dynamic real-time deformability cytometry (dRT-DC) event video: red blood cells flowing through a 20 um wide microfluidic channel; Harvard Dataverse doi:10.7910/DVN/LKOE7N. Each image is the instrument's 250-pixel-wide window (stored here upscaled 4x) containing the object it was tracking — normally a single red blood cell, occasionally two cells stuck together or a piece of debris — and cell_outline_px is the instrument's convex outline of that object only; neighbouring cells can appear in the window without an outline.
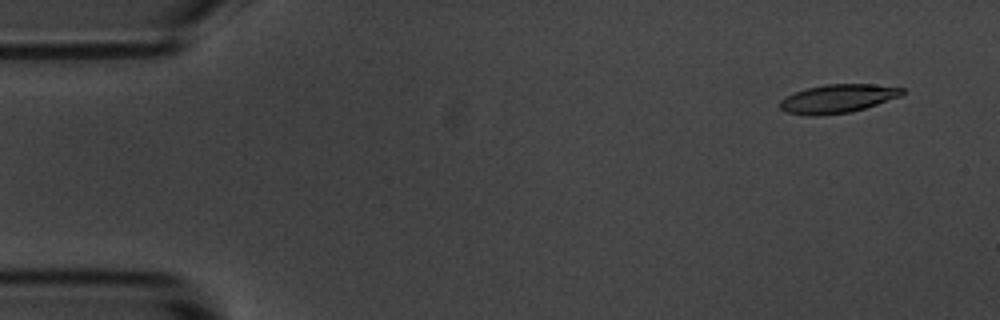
{"species": "common noctule bat (a hibernating species)", "species_latin": "Nyctalus noctula", "temperature_condition": "room temperature", "stored_images_in_passage": 5, "camera_frame_rate_fps": 3000, "um_per_image_px": 0.085, "animal": {"sex": "male", "body_mass_g": 20.1, "forearm_length_mm": 53.5}, "frame": {"image": 1, "passage_image": 1, "time_ms": 0.0, "image_size_px": [1000, 320], "cell_outline_px": [[904, 92], [900, 96], [852, 112], [816, 116], [808, 116], [784, 112], [780, 108], [780, 100], [784, 96], [808, 88], [824, 84], [872, 84], [904, 88]], "centroid_in_image_um": [71.16, 8.39], "position_along_channel_um": 13.8, "area_um2": 20.35}}
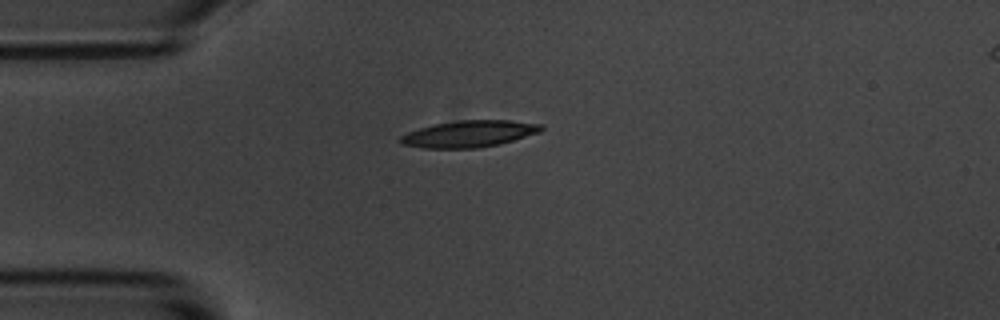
{"frame": {"image": 2, "passage_image": 4, "time_ms": 1.0, "image_size_px": [1000, 320], "cell_outline_px": [[544, 128], [540, 132], [500, 144], [476, 148], [424, 148], [400, 144], [400, 136], [408, 132], [420, 128], [436, 124], [456, 120], [512, 120], [540, 124]], "centroid_in_image_um": [39.88, 11.37], "position_along_channel_um": 45.1, "area_um2": 21.79}}